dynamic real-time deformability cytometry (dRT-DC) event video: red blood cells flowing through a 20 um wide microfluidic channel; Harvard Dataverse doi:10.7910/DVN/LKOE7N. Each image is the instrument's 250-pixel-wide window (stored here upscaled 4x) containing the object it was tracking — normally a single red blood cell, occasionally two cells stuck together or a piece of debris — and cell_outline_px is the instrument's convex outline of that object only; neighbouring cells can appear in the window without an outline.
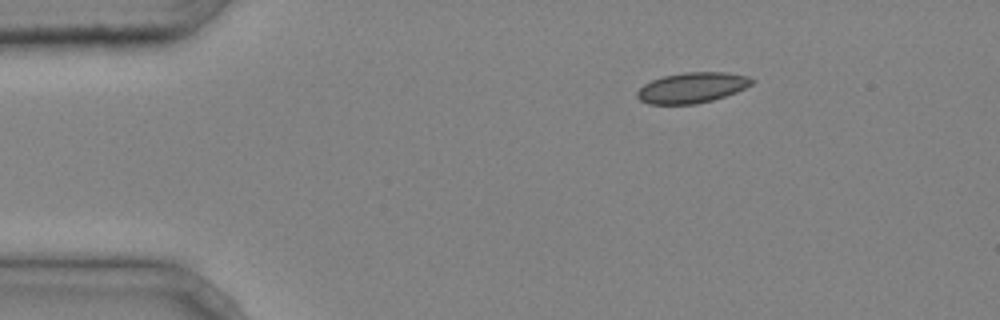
{"species": "common noctule bat (a hibernating species)", "species_latin": "Nyctalus noctula", "temperature_condition": "cold", "stored_images_in_passage": 3, "camera_frame_rate_fps": 3000, "um_per_image_px": 0.085, "animal": {"sex": "male", "body_mass_g": 20.4}, "frame": {"image": 1, "passage_image": 1, "time_ms": 0.0, "image_size_px": [1000, 320], "cell_outline_px": [[756, 80], [752, 84], [736, 92], [712, 100], [696, 104], [648, 104], [640, 100], [636, 96], [636, 92], [644, 84], [652, 80], [664, 76], [684, 72], [724, 72], [748, 76]], "centroid_in_image_um": [58.82, 7.45], "position_along_channel_um": 26.2, "area_um2": 20.35}}
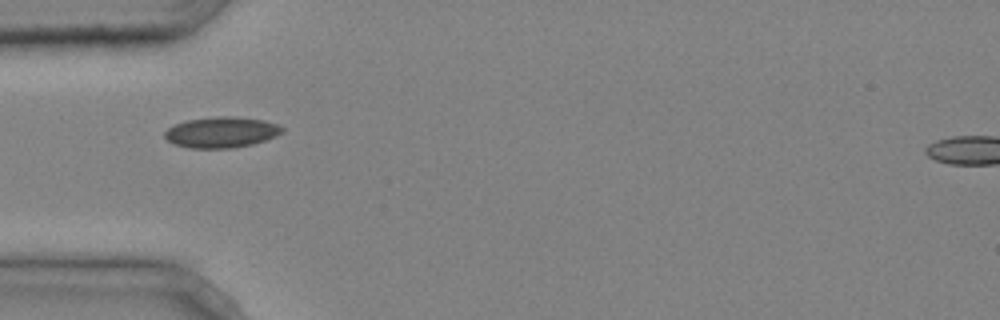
{"frame": {"image": 2, "passage_image": 3, "time_ms": 0.667, "image_size_px": [1000, 320], "cell_outline_px": [[284, 132], [276, 136], [252, 144], [232, 148], [188, 148], [176, 144], [168, 140], [164, 136], [164, 132], [168, 128], [176, 124], [188, 120], [216, 116], [236, 116], [264, 120], [276, 124], [284, 128]], "centroid_in_image_um": [18.84, 11.23], "position_along_channel_um": 66.2, "area_um2": 21.04}}